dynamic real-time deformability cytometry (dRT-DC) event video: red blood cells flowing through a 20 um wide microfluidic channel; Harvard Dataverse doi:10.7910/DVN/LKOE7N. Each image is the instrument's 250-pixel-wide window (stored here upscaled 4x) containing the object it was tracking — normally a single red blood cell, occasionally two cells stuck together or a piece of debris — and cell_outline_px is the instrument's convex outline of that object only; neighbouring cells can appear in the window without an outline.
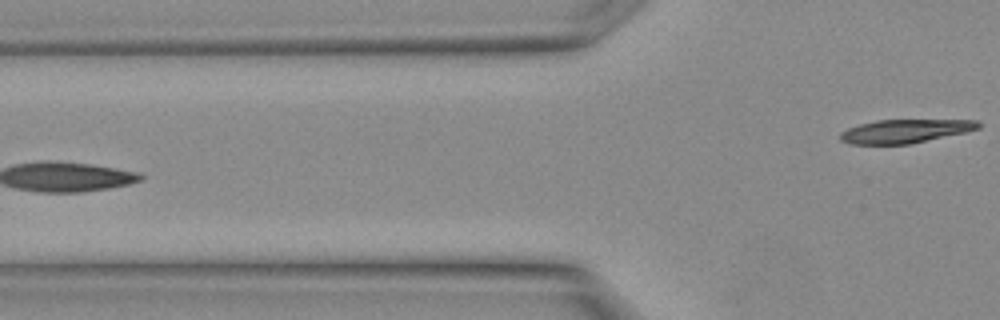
{"species": "Egyptian fruit bat (a non-hibernating species)", "species_latin": "Rousettus aegyptiacus", "temperature_condition": "warm", "stored_images_in_passage": 12, "camera_frame_rate_fps": 3000, "um_per_image_px": 0.085, "animal": {"sex": "female"}, "frame": {"image": 1, "passage_image": 12, "time_ms": 3.667, "image_size_px": [1000, 320], "cell_outline_px": [[980, 128], [964, 132], [908, 144], [852, 144], [840, 140], [840, 132], [848, 128], [860, 124], [876, 120], [980, 120]], "centroid_in_image_um": [76.91, 11.14], "position_along_channel_um": 48.9, "area_um2": 18.73}}